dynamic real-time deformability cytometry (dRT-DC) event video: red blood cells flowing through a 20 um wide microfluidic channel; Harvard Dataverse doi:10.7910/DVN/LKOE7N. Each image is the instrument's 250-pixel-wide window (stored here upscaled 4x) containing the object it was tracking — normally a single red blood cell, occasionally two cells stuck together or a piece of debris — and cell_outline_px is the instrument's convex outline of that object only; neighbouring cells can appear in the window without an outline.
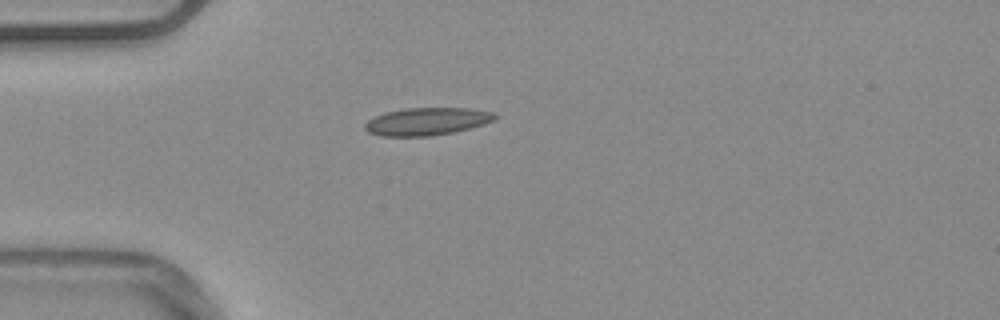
{"species": "common noctule bat (a hibernating species)", "species_latin": "Nyctalus noctula", "temperature_condition": "warm", "stored_images_in_passage": 34, "camera_frame_rate_fps": 3000, "um_per_image_px": 0.085, "animal": {"sex": "male", "body_mass_g": 20.4}, "frame": {"image": 1, "passage_image": 1, "time_ms": 0.0, "image_size_px": [1000, 320], "cell_outline_px": [[496, 120], [484, 124], [452, 132], [428, 136], [380, 136], [368, 132], [364, 128], [364, 124], [368, 120], [384, 112], [404, 108], [468, 108], [492, 112], [496, 116]], "centroid_in_image_um": [36.25, 10.32], "position_along_channel_um": 48.8, "area_um2": 20.81}}
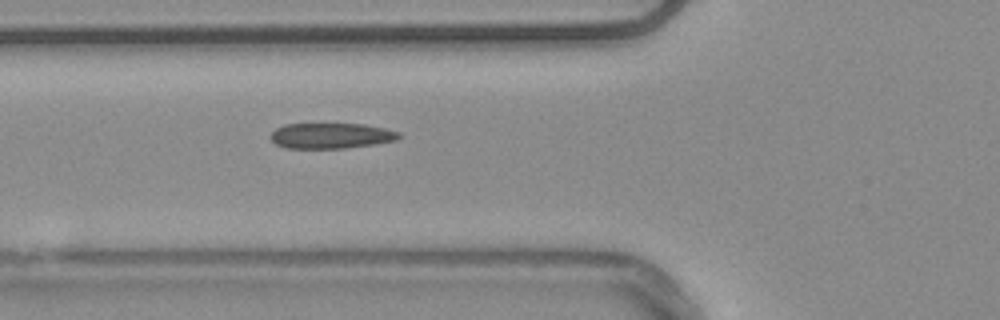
{"frame": {"image": 2, "passage_image": 6, "time_ms": 1.667, "image_size_px": [1000, 320], "cell_outline_px": [[400, 136], [396, 140], [376, 144], [344, 148], [284, 148], [276, 144], [272, 140], [272, 132], [276, 128], [284, 124], [364, 124], [384, 128], [400, 132]], "centroid_in_image_um": [28.15, 11.54], "position_along_channel_um": 97.7, "area_um2": 19.02}, "authors_computed_cell_mechanics": {"area_um2": 19.6231, "velocity_mm_per_s": 3.7802, "shape_relaxation_time_tau1_ms": null, "shape_relaxation_time_tau2_ms": 3.6435, "deformation_change_tau1": null, "deformation_change_tau2": 0.0811}}